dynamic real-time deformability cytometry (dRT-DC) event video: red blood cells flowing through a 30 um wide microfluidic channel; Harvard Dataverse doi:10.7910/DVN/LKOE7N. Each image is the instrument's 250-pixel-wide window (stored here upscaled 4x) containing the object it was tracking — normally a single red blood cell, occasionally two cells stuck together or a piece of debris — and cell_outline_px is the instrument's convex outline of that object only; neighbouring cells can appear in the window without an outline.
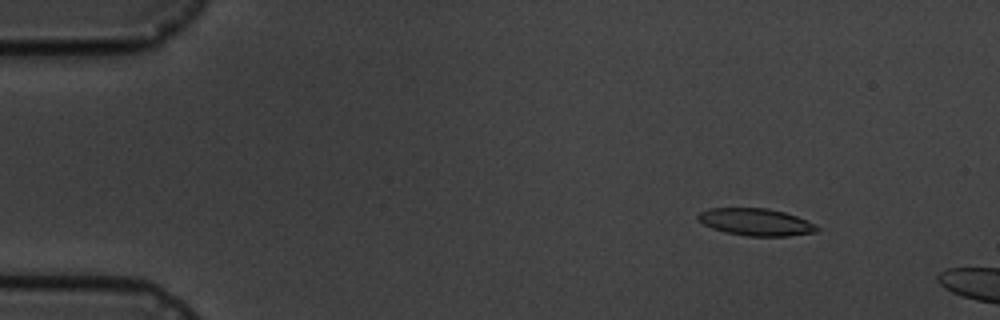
{"species": "common noctule bat (a hibernating species)", "species_latin": "Nyctalus noctula", "temperature_condition": "cold", "stored_images_in_passage": 4, "camera_frame_rate_fps": 3000, "um_per_image_px": 0.085, "animal": {"sex": "male", "body_mass_g": 19.5, "forearm_length_mm": 54.6}, "frame": {"image": 1, "passage_image": 2, "time_ms": 1.0, "image_size_px": [1000, 320], "cell_outline_px": [[820, 228], [816, 232], [788, 236], [748, 236], [724, 232], [712, 228], [704, 224], [696, 216], [700, 212], [708, 208], [768, 208], [784, 212], [796, 216], [816, 224]], "centroid_in_image_um": [64.26, 18.87], "position_along_channel_um": 20.7, "area_um2": 18.84}}